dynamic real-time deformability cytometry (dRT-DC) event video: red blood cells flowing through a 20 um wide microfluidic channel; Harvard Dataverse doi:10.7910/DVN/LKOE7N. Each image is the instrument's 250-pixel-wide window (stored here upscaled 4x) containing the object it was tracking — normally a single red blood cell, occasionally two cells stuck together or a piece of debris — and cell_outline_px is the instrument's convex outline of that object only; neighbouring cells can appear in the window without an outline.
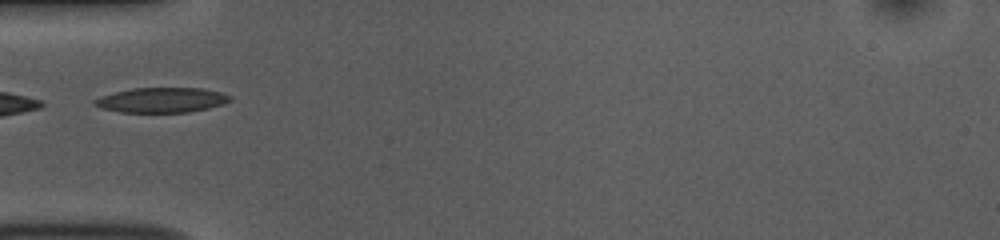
{"species": "common noctule bat (a hibernating species)", "species_latin": "Nyctalus noctula", "temperature_condition": "room temperature", "stored_images_in_passage": 9, "camera_frame_rate_fps": 3000, "um_per_image_px": 0.085, "animal": {"sex": "female", "body_mass_g": 10.0, "forearm_length_mm": 53.1}, "frame": {"image": 1, "passage_image": 1, "time_ms": 0.0, "image_size_px": [1000, 240], "cell_outline_px": [[232, 100], [224, 104], [208, 108], [188, 112], [120, 112], [100, 108], [92, 104], [92, 100], [100, 96], [132, 88], [204, 88], [220, 92], [232, 96]], "centroid_in_image_um": [13.73, 8.5], "position_along_channel_um": 71.3, "area_um2": 19.83}}